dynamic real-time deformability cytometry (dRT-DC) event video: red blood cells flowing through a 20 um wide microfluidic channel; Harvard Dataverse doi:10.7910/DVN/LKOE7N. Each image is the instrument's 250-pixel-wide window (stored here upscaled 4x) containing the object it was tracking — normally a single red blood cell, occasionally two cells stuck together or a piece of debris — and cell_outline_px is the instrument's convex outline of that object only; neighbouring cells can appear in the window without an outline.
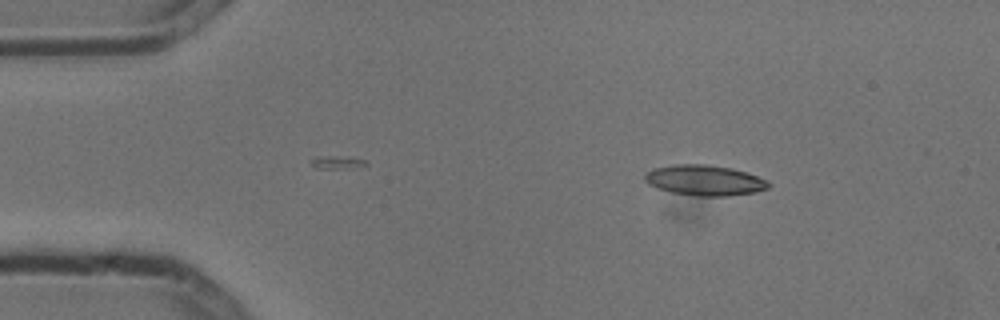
{"species": "common noctule bat (a hibernating species)", "species_latin": "Nyctalus noctula", "temperature_condition": "cold", "stored_images_in_passage": 5, "camera_frame_rate_fps": 3000, "um_per_image_px": 0.085, "animal": {"sex": "male", "body_mass_g": 13.3}, "frame": {"image": 1, "passage_image": 3, "time_ms": 0.667, "image_size_px": [1000, 320], "cell_outline_px": [[772, 184], [768, 188], [756, 192], [728, 196], [696, 196], [672, 192], [656, 188], [648, 184], [644, 180], [644, 176], [652, 168], [672, 164], [708, 164], [732, 168], [756, 176]], "centroid_in_image_um": [59.85, 15.32], "position_along_channel_um": 25.1, "area_um2": 22.02}}